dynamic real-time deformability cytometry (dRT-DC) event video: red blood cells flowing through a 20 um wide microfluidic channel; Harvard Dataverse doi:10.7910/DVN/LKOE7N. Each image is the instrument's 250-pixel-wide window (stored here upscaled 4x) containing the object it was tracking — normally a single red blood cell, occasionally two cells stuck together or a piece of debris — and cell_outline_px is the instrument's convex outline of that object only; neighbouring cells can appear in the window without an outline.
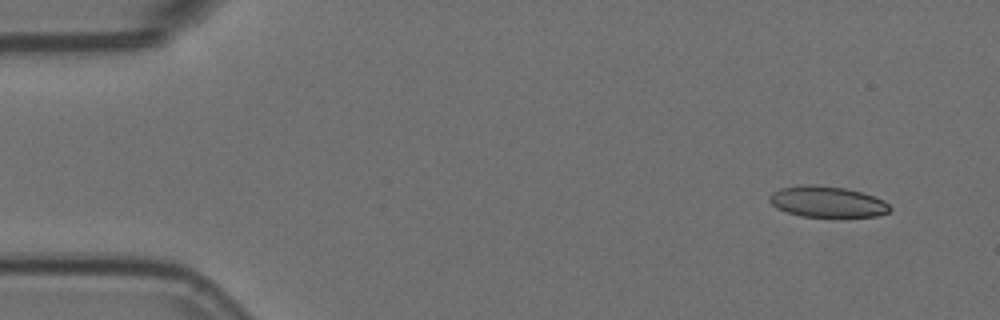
{"species": "Egyptian fruit bat (a non-hibernating species)", "species_latin": "Rousettus aegyptiacus", "temperature_condition": "room temperature", "stored_images_in_passage": 4, "camera_frame_rate_fps": 3000, "um_per_image_px": 0.085, "animal": {"sex": "female"}, "frame": {"image": 1, "passage_image": 1, "time_ms": 0.0, "image_size_px": [1000, 320], "cell_outline_px": [[892, 208], [888, 212], [876, 216], [840, 220], [800, 216], [776, 208], [768, 200], [768, 196], [772, 192], [780, 188], [804, 184], [816, 184], [844, 188], [860, 192], [884, 200]], "centroid_in_image_um": [70.32, 17.2], "position_along_channel_um": 14.7, "area_um2": 22.72}}